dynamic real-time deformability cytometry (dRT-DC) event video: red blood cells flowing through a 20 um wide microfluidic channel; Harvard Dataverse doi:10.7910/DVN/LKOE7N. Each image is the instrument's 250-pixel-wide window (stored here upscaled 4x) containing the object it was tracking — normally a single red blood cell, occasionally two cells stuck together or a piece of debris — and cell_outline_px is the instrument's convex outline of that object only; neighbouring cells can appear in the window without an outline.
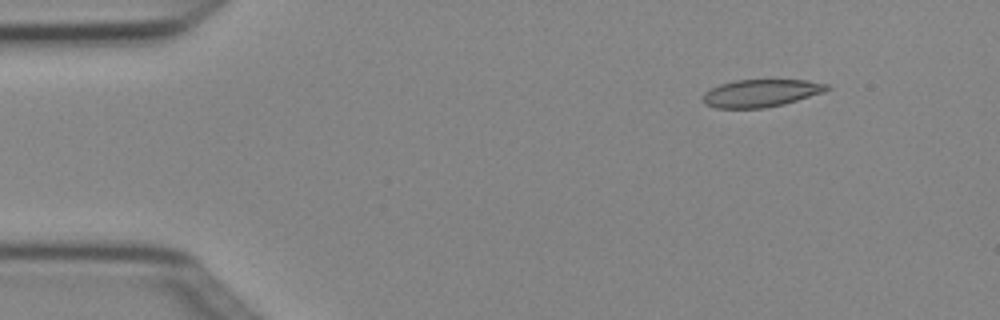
{"species": "Egyptian fruit bat (a non-hibernating species)", "species_latin": "Rousettus aegyptiacus", "temperature_condition": "cold", "stored_images_in_passage": 5, "camera_frame_rate_fps": 3000, "um_per_image_px": 0.085, "animal": {"sex": "female"}, "frame": {"image": 1, "passage_image": 1, "time_ms": 0.0, "image_size_px": [1000, 320], "cell_outline_px": [[832, 88], [824, 92], [784, 104], [764, 108], [716, 108], [704, 104], [700, 100], [704, 92], [720, 84], [736, 80], [808, 80], [828, 84]], "centroid_in_image_um": [64.66, 7.92], "position_along_channel_um": 20.3, "area_um2": 20.06}}
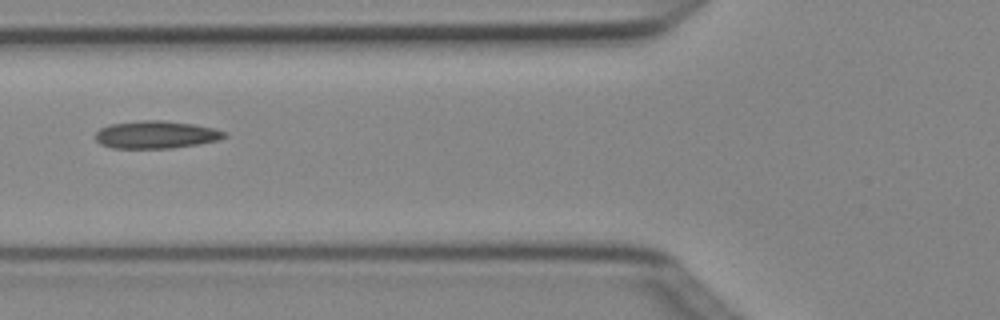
{"frame": {"image": 2, "passage_image": 4, "time_ms": 1.0, "image_size_px": [1000, 320], "cell_outline_px": [[228, 136], [220, 140], [200, 144], [172, 148], [112, 148], [100, 144], [96, 140], [96, 132], [100, 128], [108, 124], [140, 120], [164, 120], [192, 124], [216, 128], [228, 132]], "centroid_in_image_um": [13.3, 11.44], "position_along_channel_um": 112.5, "area_um2": 21.1}}
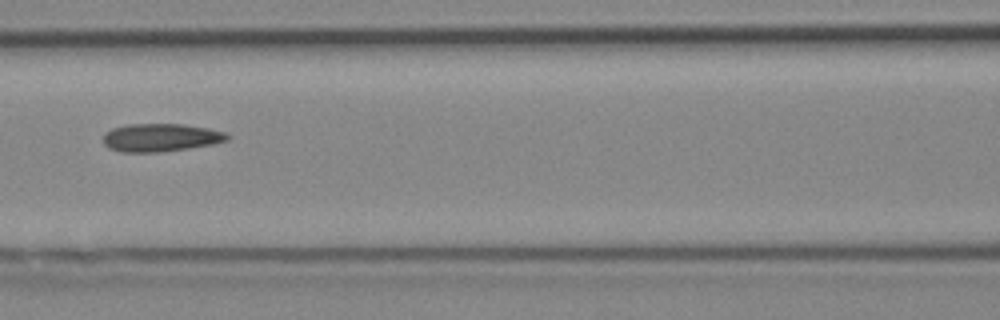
{"frame": {"image": 3, "passage_image": 5, "time_ms": 1.333, "image_size_px": [1000, 320], "cell_outline_px": [[232, 136], [228, 140], [212, 144], [188, 148], [160, 152], [120, 152], [108, 148], [104, 144], [104, 132], [112, 128], [128, 124], [184, 124], [208, 128], [224, 132]], "centroid_in_image_um": [13.65, 11.69], "position_along_channel_um": 153.0, "area_um2": 20.35}}